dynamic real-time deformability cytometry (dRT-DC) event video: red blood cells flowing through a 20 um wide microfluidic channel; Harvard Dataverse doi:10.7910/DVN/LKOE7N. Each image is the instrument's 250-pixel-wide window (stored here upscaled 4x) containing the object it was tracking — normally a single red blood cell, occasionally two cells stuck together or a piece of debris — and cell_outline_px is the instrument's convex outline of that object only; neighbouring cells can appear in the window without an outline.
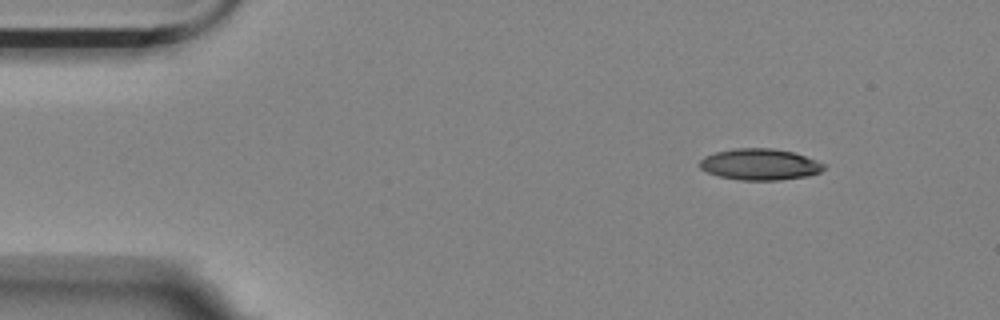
{"species": "Egyptian fruit bat (a non-hibernating species)", "species_latin": "Rousettus aegyptiacus", "temperature_condition": "room temperature", "stored_images_in_passage": 5, "camera_frame_rate_fps": 3000, "um_per_image_px": 0.085, "animal": {"sex": "female"}, "frame": {"image": 1, "passage_image": 1, "time_ms": 0.0, "image_size_px": [1000, 320], "cell_outline_px": [[828, 168], [820, 172], [808, 176], [776, 180], [740, 180], [720, 176], [708, 172], [700, 168], [700, 160], [704, 156], [716, 152], [732, 148], [772, 148], [792, 152], [828, 164]], "centroid_in_image_um": [64.63, 13.97], "position_along_channel_um": 20.4, "area_um2": 22.72}}
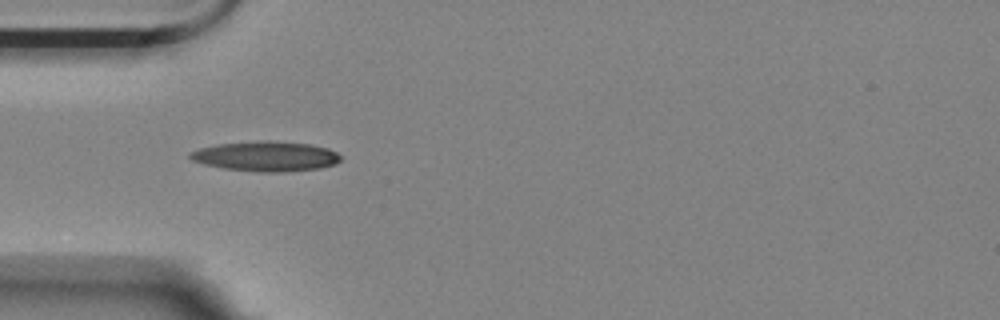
{"frame": {"image": 2, "passage_image": 4, "time_ms": 3.333, "image_size_px": [1000, 320], "cell_outline_px": [[344, 156], [336, 164], [320, 168], [276, 172], [264, 172], [224, 168], [204, 164], [192, 160], [188, 156], [188, 152], [200, 148], [216, 144], [256, 140], [272, 140], [312, 144], [328, 148]], "centroid_in_image_um": [22.62, 13.26], "position_along_channel_um": 62.4, "area_um2": 26.53}}
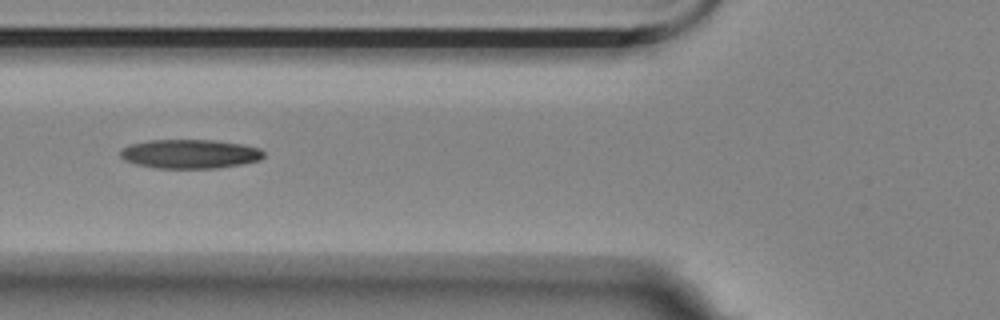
{"frame": {"image": 3, "passage_image": 5, "time_ms": 4.667, "image_size_px": [1000, 320], "cell_outline_px": [[264, 156], [260, 160], [240, 164], [216, 168], [156, 168], [136, 164], [124, 160], [120, 156], [120, 152], [128, 144], [148, 140], [216, 140], [244, 144], [260, 148], [264, 152]], "centroid_in_image_um": [16.15, 13.07], "position_along_channel_um": 109.7, "area_um2": 24.39}}